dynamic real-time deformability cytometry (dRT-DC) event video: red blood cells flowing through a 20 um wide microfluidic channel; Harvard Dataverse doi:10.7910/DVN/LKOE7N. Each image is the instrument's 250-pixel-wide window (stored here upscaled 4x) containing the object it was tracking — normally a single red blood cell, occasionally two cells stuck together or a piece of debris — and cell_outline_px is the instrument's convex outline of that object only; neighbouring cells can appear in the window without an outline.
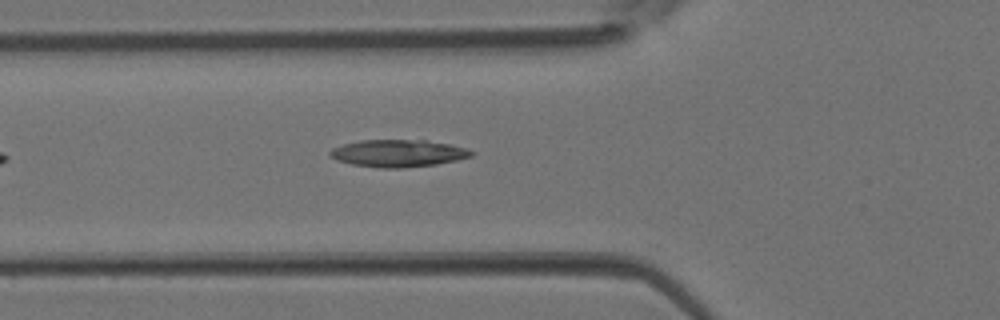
{"species": "Egyptian fruit bat (a non-hibernating species)", "species_latin": "Rousettus aegyptiacus", "temperature_condition": "room temperature", "stored_images_in_passage": 3, "camera_frame_rate_fps": 3000, "um_per_image_px": 0.085, "animal": {"sex": "female"}, "frame": {"image": 1, "passage_image": 3, "time_ms": 0.667, "image_size_px": [1000, 320], "cell_outline_px": [[476, 152], [472, 156], [456, 160], [436, 164], [400, 168], [380, 168], [352, 164], [336, 160], [328, 156], [328, 152], [332, 148], [344, 144], [360, 140], [424, 140], [448, 144], [468, 148]], "centroid_in_image_um": [33.83, 13.03], "position_along_channel_um": 92.0, "area_um2": 22.48}}